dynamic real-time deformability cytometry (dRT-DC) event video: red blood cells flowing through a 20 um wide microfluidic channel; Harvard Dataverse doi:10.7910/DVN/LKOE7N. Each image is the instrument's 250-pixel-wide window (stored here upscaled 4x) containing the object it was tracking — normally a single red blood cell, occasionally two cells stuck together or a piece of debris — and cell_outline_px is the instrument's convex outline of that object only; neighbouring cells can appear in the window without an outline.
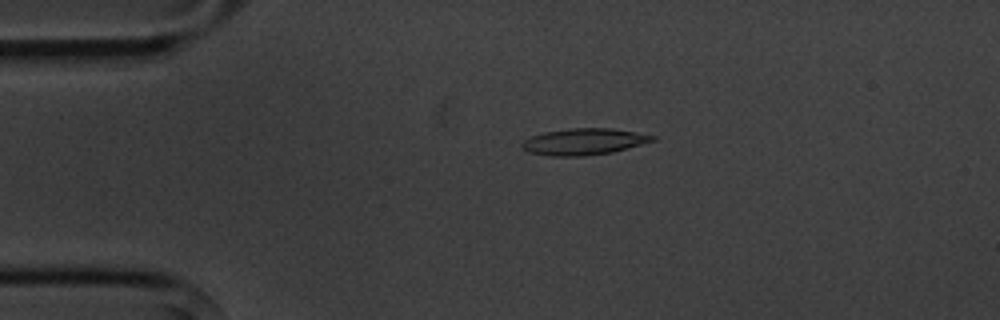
{"species": "common noctule bat (a hibernating species)", "species_latin": "Nyctalus noctula", "temperature_condition": "cold", "stored_images_in_passage": 2, "camera_frame_rate_fps": 3000, "um_per_image_px": 0.085, "animal": {"sex": "male", "body_mass_g": 20.1, "forearm_length_mm": 53.5}, "frame": {"image": 1, "passage_image": 1, "time_ms": 0.0, "image_size_px": [1000, 320], "cell_outline_px": [[656, 140], [612, 152], [584, 156], [552, 156], [528, 152], [520, 144], [524, 140], [532, 136], [544, 132], [568, 128], [612, 128], [636, 132], [656, 136]], "centroid_in_image_um": [49.63, 12.03], "position_along_channel_um": 35.4, "area_um2": 20.06}}